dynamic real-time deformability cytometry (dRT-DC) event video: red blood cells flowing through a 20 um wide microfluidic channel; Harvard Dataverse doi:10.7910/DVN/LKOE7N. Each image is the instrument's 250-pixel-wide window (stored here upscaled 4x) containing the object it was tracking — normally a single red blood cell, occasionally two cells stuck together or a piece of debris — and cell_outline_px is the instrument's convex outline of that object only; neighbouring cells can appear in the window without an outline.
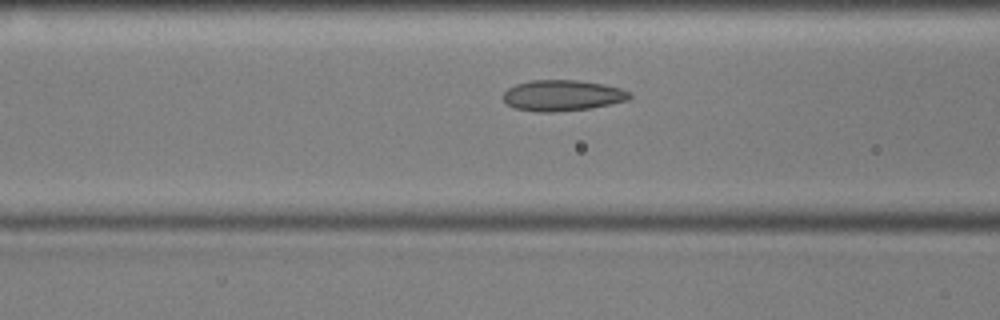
{"species": "common noctule bat (a hibernating species)", "species_latin": "Nyctalus noctula", "temperature_condition": "cold", "stored_images_in_passage": 50, "camera_frame_rate_fps": 3000, "um_per_image_px": 0.085, "animal": {"sex": "male", "body_mass_g": 17.9, "forearm_length_mm": 54.2}, "frame": {"image": 1, "passage_image": 16, "time_ms": 5.0, "image_size_px": [1000, 320], "cell_outline_px": [[632, 96], [628, 100], [612, 104], [588, 108], [556, 112], [540, 112], [516, 108], [508, 104], [504, 100], [504, 92], [508, 88], [516, 84], [532, 80], [576, 80], [604, 84], [620, 88], [628, 92]], "centroid_in_image_um": [47.82, 8.11], "position_along_channel_um": 118.8, "area_um2": 22.6}}
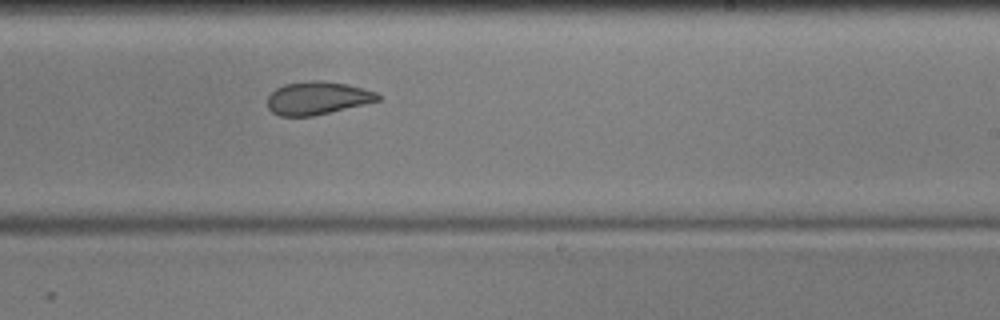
{"frame": {"image": 2, "passage_image": 28, "time_ms": 9.0, "image_size_px": [1000, 320], "cell_outline_px": [[380, 100], [364, 104], [312, 116], [280, 116], [272, 112], [268, 108], [268, 96], [276, 88], [284, 84], [312, 80], [320, 80], [348, 84], [364, 88], [376, 92], [380, 96]], "centroid_in_image_um": [26.97, 8.33], "position_along_channel_um": 262.0, "area_um2": 21.15}}
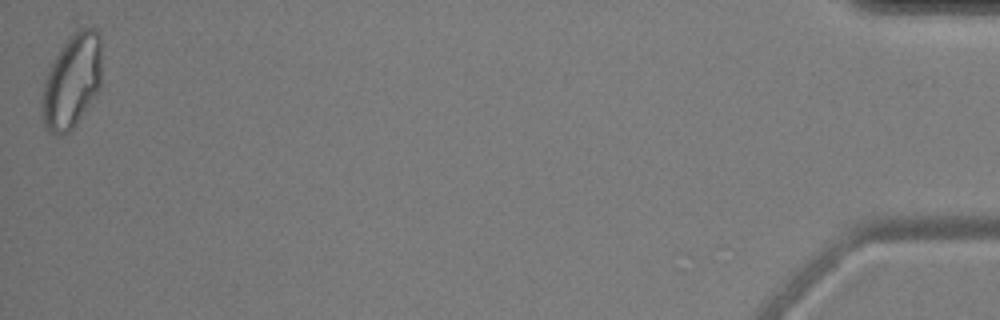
{"frame": {"image": 3, "passage_image": 50, "time_ms": 16.333, "image_size_px": [1000, 320], "cell_outline_px": [[100, 88], [76, 124], [68, 132], [60, 136], [56, 136], [48, 132], [44, 128], [40, 116], [40, 100], [44, 80], [48, 68], [60, 48], [80, 28], [96, 28], [100, 36]], "centroid_in_image_um": [6.05, 6.97], "position_along_channel_um": 429.2, "area_um2": 33.06}, "authors_computed_cell_mechanics": {"area_um2": 23.2934, "velocity_mm_per_s": 3.5753, "shape_relaxation_time_tau1_ms": 3.8491, "shape_relaxation_time_tau2_ms": 2.1345, "deformation_change_tau1": 0.1152, "deformation_change_tau2": 0.067}}